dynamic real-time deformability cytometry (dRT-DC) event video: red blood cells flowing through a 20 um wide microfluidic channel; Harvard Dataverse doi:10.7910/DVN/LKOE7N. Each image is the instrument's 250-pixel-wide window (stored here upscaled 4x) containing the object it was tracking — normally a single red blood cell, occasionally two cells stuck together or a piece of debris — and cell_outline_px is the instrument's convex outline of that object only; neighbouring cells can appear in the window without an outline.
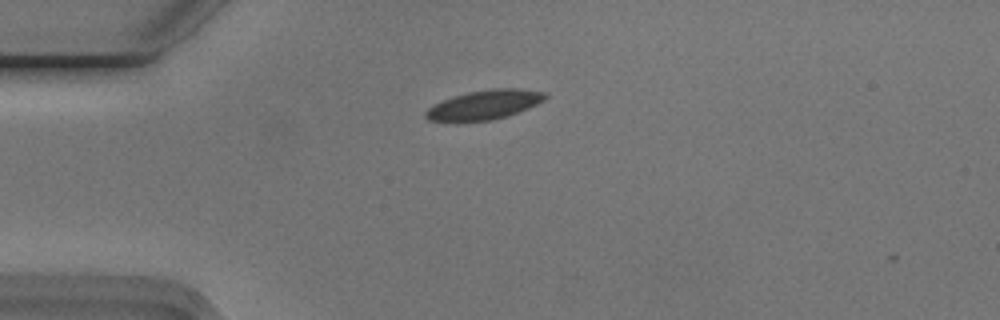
{"species": "Egyptian fruit bat (a non-hibernating species)", "species_latin": "Rousettus aegyptiacus", "temperature_condition": "cold", "stored_images_in_passage": 3, "camera_frame_rate_fps": 3000, "um_per_image_px": 0.085, "animal": {"sex": "male"}, "frame": {"image": 1, "passage_image": 1, "time_ms": 0.0, "image_size_px": [1000, 320], "cell_outline_px": [[548, 96], [544, 100], [528, 108], [508, 116], [492, 120], [428, 120], [424, 116], [424, 112], [432, 104], [452, 96], [468, 92], [492, 88], [520, 88], [544, 92]], "centroid_in_image_um": [41.18, 8.88], "position_along_channel_um": 43.8, "area_um2": 20.29}}